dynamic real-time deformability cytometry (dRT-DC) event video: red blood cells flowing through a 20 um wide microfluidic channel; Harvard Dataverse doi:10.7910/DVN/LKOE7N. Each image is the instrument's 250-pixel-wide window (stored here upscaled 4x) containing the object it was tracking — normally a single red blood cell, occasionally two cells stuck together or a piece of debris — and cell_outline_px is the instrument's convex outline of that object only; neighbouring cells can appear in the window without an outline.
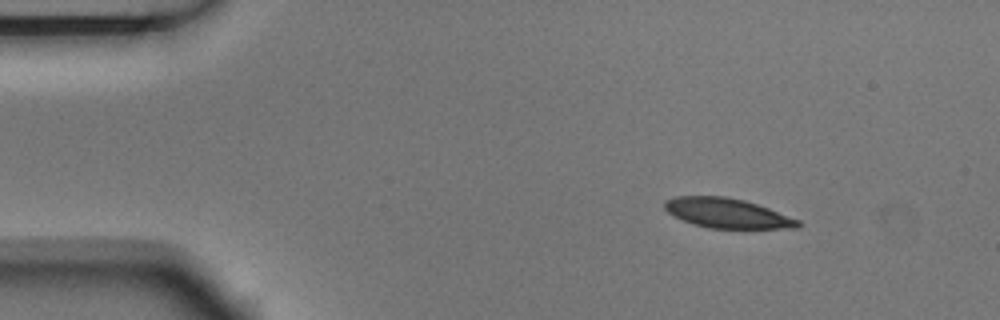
{"species": "Egyptian fruit bat (a non-hibernating species)", "species_latin": "Rousettus aegyptiacus", "temperature_condition": "room temperature", "stored_images_in_passage": 4, "camera_frame_rate_fps": 3000, "um_per_image_px": 0.085, "animal": {"sex": "male"}, "frame": {"image": 1, "passage_image": 1, "time_ms": 0.0, "image_size_px": [1000, 320], "cell_outline_px": [[800, 228], [708, 228], [692, 224], [668, 212], [664, 208], [664, 200], [676, 196], [724, 196], [744, 200], [768, 208], [800, 220]], "centroid_in_image_um": [61.8, 18.12], "position_along_channel_um": 23.2, "area_um2": 22.95}}
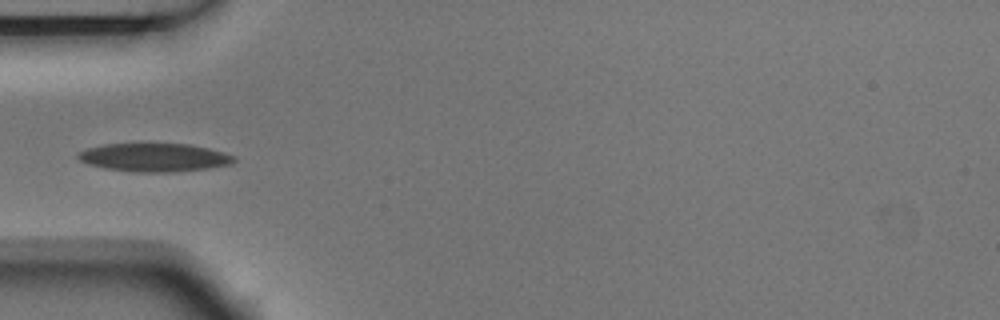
{"frame": {"image": 2, "passage_image": 4, "time_ms": 1.0, "image_size_px": [1000, 320], "cell_outline_px": [[236, 160], [232, 164], [208, 168], [172, 172], [136, 172], [104, 168], [88, 164], [80, 160], [76, 156], [76, 152], [88, 148], [104, 144], [188, 144], [208, 148], [224, 152], [236, 156]], "centroid_in_image_um": [13.12, 13.38], "position_along_channel_um": 71.9, "area_um2": 25.78}}